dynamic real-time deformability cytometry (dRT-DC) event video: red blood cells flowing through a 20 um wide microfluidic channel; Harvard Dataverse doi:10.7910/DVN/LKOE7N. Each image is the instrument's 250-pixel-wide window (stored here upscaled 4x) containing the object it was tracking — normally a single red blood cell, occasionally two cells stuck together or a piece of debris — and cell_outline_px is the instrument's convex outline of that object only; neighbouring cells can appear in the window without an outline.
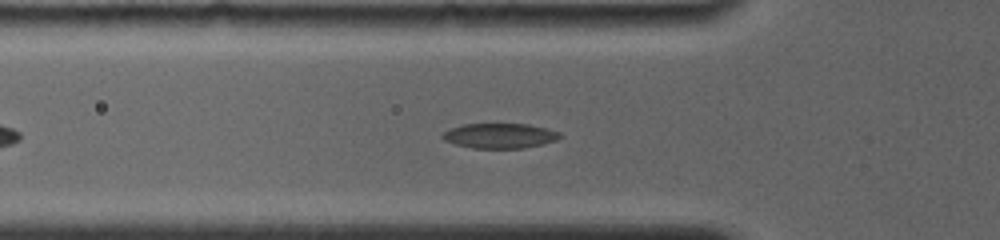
{"species": "common noctule bat (a hibernating species)", "species_latin": "Nyctalus noctula", "temperature_condition": "room temperature", "stored_images_in_passage": 36, "camera_frame_rate_fps": 4000, "um_per_image_px": 0.085, "animal": {"sex": "female", "body_mass_g": 19.0, "forearm_length_mm": 56.7}, "frame": {"image": 1, "passage_image": 3, "time_ms": 0.75, "image_size_px": [1000, 240], "cell_outline_px": [[564, 136], [556, 140], [544, 144], [524, 148], [472, 148], [456, 144], [444, 140], [440, 136], [448, 128], [464, 124], [528, 124], [560, 132]], "centroid_in_image_um": [42.48, 11.54], "position_along_channel_um": 83.3, "area_um2": 17.17}}
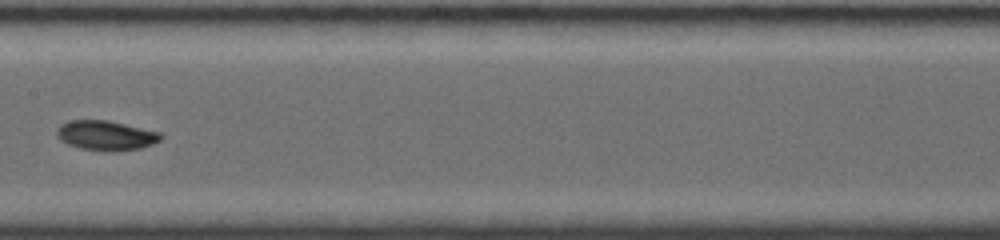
{"frame": {"image": 2, "passage_image": 14, "time_ms": 3.75, "image_size_px": [1000, 240], "cell_outline_px": [[164, 136], [160, 140], [152, 144], [140, 148], [112, 152], [80, 148], [68, 144], [60, 140], [56, 136], [56, 128], [60, 124], [68, 120], [108, 120], [160, 132]], "centroid_in_image_um": [8.98, 11.51], "position_along_channel_um": 198.4, "area_um2": 18.15}}
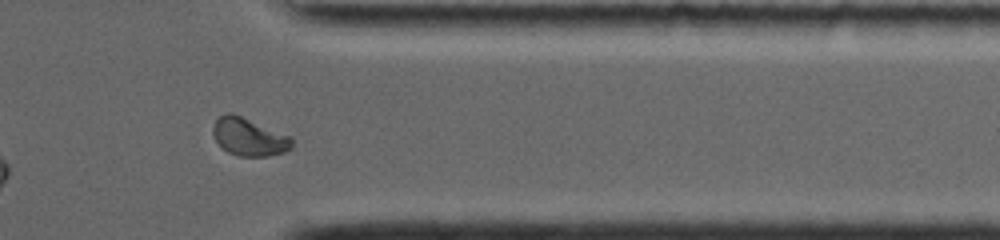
{"frame": {"image": 3, "passage_image": 30, "time_ms": 8.75, "image_size_px": [1000, 240], "cell_outline_px": [[292, 148], [284, 152], [268, 156], [240, 156], [228, 152], [216, 140], [212, 132], [212, 124], [220, 116], [228, 112], [232, 112], [288, 136], [292, 140]], "centroid_in_image_um": [21.13, 11.64], "position_along_channel_um": 390.3, "area_um2": 17.05}}